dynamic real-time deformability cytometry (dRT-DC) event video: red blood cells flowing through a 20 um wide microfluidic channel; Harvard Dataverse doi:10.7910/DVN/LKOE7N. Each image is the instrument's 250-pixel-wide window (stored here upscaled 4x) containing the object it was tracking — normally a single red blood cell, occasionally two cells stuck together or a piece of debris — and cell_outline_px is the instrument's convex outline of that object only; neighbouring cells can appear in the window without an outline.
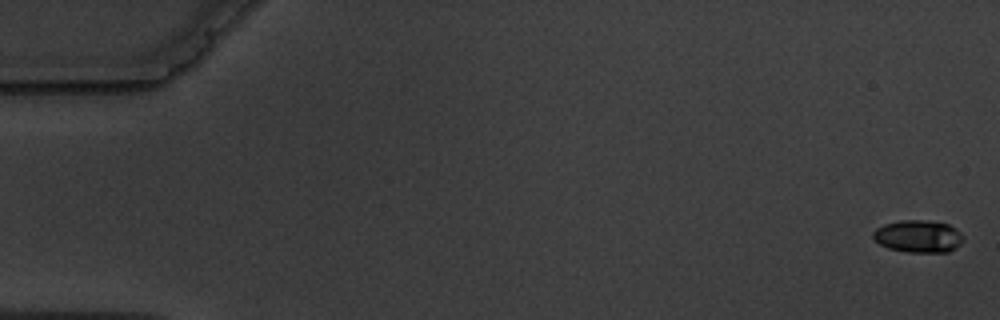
{"species": "common noctule bat (a hibernating species)", "species_latin": "Nyctalus noctula", "temperature_condition": "warm", "stored_images_in_passage": 5, "camera_frame_rate_fps": 3000, "um_per_image_px": 0.085, "animal": {"sex": "male", "body_mass_g": 19.5, "forearm_length_mm": 54.6}, "frame": {"image": 1, "passage_image": 1, "time_ms": 0.0, "image_size_px": [1000, 320], "cell_outline_px": [[964, 240], [956, 248], [948, 252], [908, 252], [888, 248], [880, 244], [872, 236], [872, 232], [876, 228], [884, 224], [900, 220], [920, 220], [948, 224], [960, 232], [964, 236]], "centroid_in_image_um": [78.06, 20.09], "position_along_channel_um": 6.9, "area_um2": 16.99}}
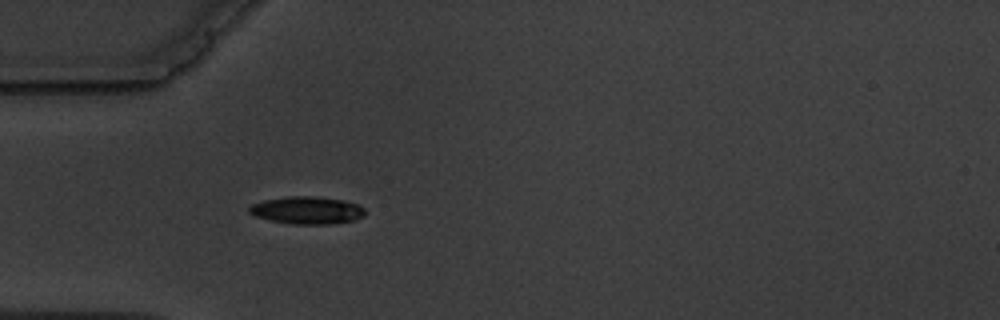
{"frame": {"image": 2, "passage_image": 5, "time_ms": 5.667, "image_size_px": [1000, 320], "cell_outline_px": [[364, 216], [356, 220], [328, 224], [292, 224], [272, 220], [256, 216], [248, 212], [248, 208], [252, 204], [264, 200], [288, 196], [312, 196], [344, 200], [356, 204], [364, 208]], "centroid_in_image_um": [26.1, 17.87], "position_along_channel_um": 58.9, "area_um2": 18.44}}